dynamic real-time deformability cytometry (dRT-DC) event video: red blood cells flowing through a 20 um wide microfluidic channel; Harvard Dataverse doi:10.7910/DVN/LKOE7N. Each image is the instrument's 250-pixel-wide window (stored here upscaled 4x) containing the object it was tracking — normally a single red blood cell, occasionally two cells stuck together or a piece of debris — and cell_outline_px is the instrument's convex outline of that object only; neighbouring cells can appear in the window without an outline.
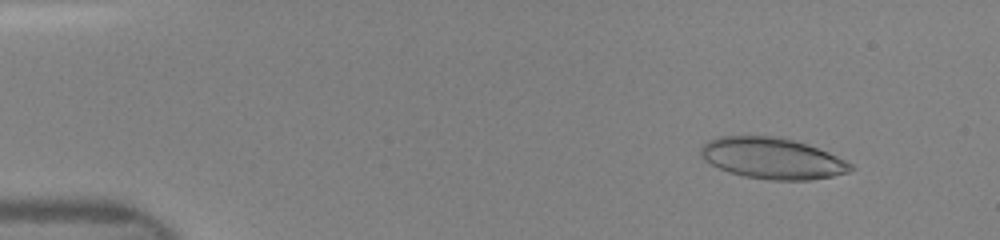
{"species": "human", "species_latin": "Homo sapiens", "temperature_condition": "room temperature", "stored_images_in_passage": 26, "camera_frame_rate_fps": 3000, "um_per_image_px": 0.085, "donor": {"sex": "female"}, "frame": {"image": 1, "passage_image": 8, "time_ms": 1.333, "image_size_px": [1000, 240], "cell_outline_px": [[856, 168], [848, 172], [832, 176], [808, 180], [772, 180], [744, 176], [728, 172], [704, 160], [700, 152], [700, 148], [708, 140], [720, 136], [780, 136], [808, 144], [828, 152], [852, 164]], "centroid_in_image_um": [65.65, 13.45], "position_along_channel_um": 19.4, "area_um2": 35.89}}